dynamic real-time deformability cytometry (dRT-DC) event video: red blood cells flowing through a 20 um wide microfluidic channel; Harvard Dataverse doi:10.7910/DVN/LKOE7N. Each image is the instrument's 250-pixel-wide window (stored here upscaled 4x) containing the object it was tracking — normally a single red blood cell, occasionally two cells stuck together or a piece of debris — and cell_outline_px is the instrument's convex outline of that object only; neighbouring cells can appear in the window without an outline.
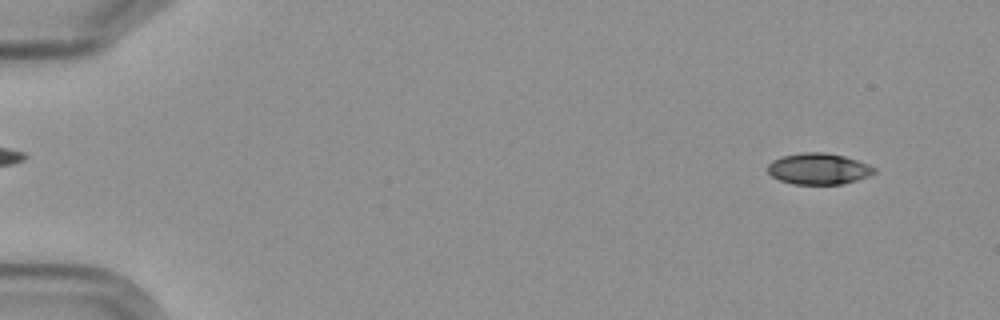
{"species": "Egyptian fruit bat (a non-hibernating species)", "species_latin": "Rousettus aegyptiacus", "temperature_condition": "cold", "stored_images_in_passage": 4, "camera_frame_rate_fps": 3000, "um_per_image_px": 0.085, "frame": {"image": 1, "passage_image": 1, "time_ms": 0.0, "image_size_px": [1000, 320], "cell_outline_px": [[876, 172], [868, 176], [856, 180], [840, 184], [792, 184], [780, 180], [772, 176], [768, 172], [768, 164], [772, 160], [784, 156], [804, 152], [824, 152], [844, 156], [868, 164], [876, 168]], "centroid_in_image_um": [69.58, 14.35], "position_along_channel_um": 15.4, "area_um2": 19.25}}
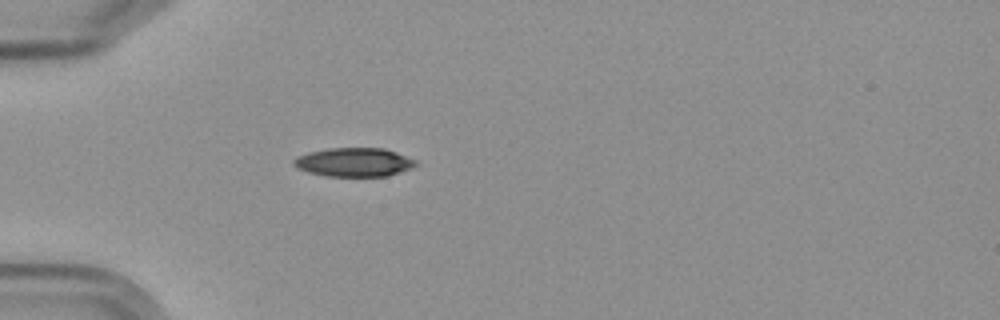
{"frame": {"image": 2, "passage_image": 4, "time_ms": 4.333, "image_size_px": [1000, 320], "cell_outline_px": [[420, 164], [412, 168], [388, 176], [324, 176], [308, 172], [296, 168], [292, 164], [292, 160], [296, 156], [308, 152], [328, 148], [384, 148], [396, 152], [416, 160]], "centroid_in_image_um": [30.08, 13.79], "position_along_channel_um": 54.9, "area_um2": 20.75}}